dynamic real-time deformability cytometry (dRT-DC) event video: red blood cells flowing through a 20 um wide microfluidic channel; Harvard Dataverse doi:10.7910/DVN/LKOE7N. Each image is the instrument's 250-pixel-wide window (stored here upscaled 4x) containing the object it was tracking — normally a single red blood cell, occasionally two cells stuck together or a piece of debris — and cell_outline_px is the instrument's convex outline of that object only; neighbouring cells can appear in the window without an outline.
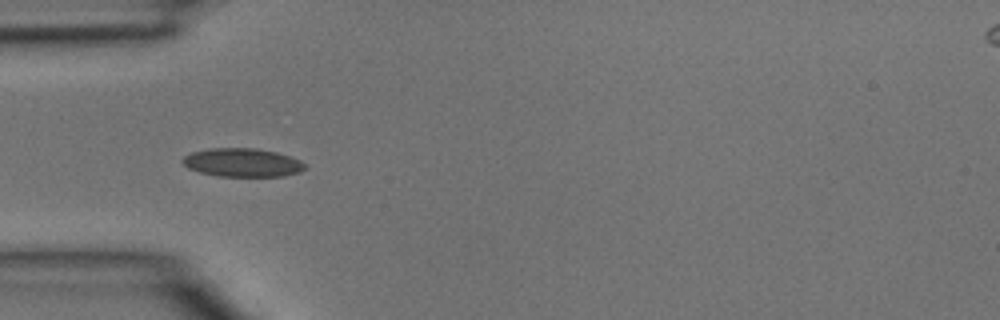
{"species": "common noctule bat (a hibernating species)", "species_latin": "Nyctalus noctula", "temperature_condition": "room temperature", "stored_images_in_passage": 32, "camera_frame_rate_fps": 3000, "um_per_image_px": 0.085, "animal": {"sex": "male", "body_mass_g": 15.6}, "frame": {"image": 1, "passage_image": 1, "time_ms": 0.0, "image_size_px": [1000, 320], "cell_outline_px": [[308, 168], [300, 172], [284, 176], [216, 176], [200, 172], [188, 168], [180, 160], [184, 156], [192, 152], [208, 148], [256, 148], [276, 152], [300, 160], [308, 164]], "centroid_in_image_um": [20.63, 13.82], "position_along_channel_um": 64.4, "area_um2": 20.52}}
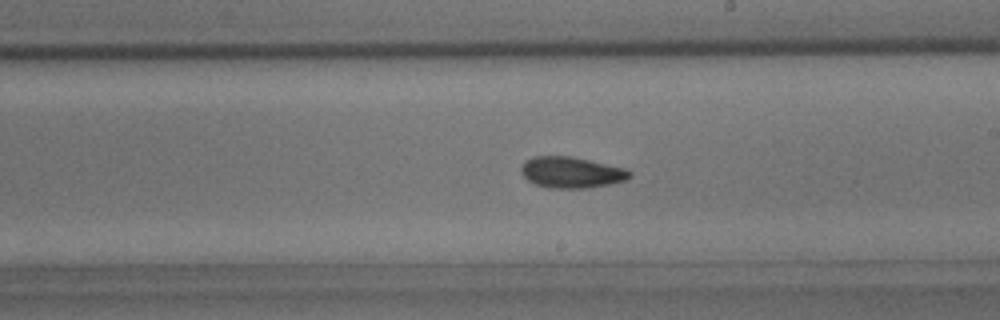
{"frame": {"image": 2, "passage_image": 13, "time_ms": 4.0, "image_size_px": [1000, 320], "cell_outline_px": [[632, 176], [624, 180], [608, 184], [588, 188], [552, 188], [536, 184], [528, 180], [520, 172], [520, 168], [524, 160], [532, 156], [572, 156], [624, 168], [632, 172]], "centroid_in_image_um": [48.53, 14.64], "position_along_channel_um": 240.5, "area_um2": 19.65}}
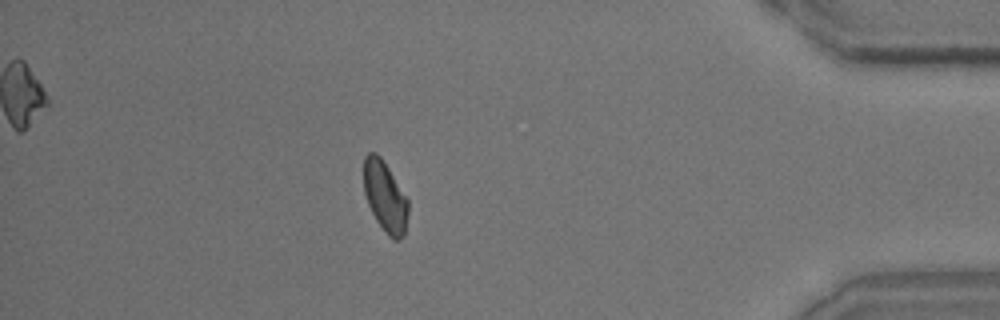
{"frame": {"image": 3, "passage_image": 27, "time_ms": 8.667, "image_size_px": [1000, 320], "cell_outline_px": [[408, 212], [404, 236], [400, 240], [392, 240], [388, 236], [376, 220], [368, 204], [364, 192], [364, 156], [368, 152], [376, 152], [380, 156], [388, 168], [408, 200]], "centroid_in_image_um": [32.72, 16.73], "position_along_channel_um": 402.5, "area_um2": 18.21}}